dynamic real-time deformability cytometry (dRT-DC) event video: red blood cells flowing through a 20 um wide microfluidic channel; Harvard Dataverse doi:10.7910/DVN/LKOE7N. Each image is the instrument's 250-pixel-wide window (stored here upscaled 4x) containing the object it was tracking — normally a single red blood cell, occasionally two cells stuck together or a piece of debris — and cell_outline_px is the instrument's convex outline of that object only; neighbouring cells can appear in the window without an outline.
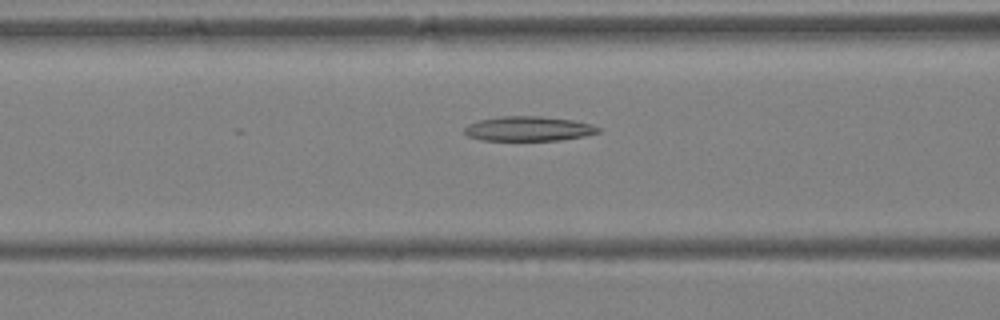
{"species": "Egyptian fruit bat (a non-hibernating species)", "species_latin": "Rousettus aegyptiacus", "temperature_condition": "warm", "stored_images_in_passage": 33, "camera_frame_rate_fps": 3000, "um_per_image_px": 0.085, "animal": {"sex": "female"}, "frame": {"image": 1, "passage_image": 9, "time_ms": 2.667, "image_size_px": [1000, 320], "cell_outline_px": [[600, 132], [584, 136], [564, 140], [480, 140], [468, 136], [464, 132], [464, 128], [468, 124], [480, 120], [500, 116], [540, 116], [572, 120], [592, 124], [600, 128]], "centroid_in_image_um": [44.93, 10.94], "position_along_channel_um": 121.7, "area_um2": 19.25}}
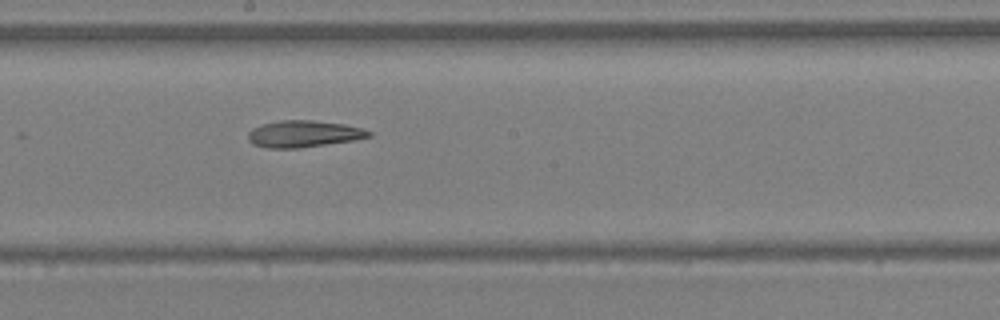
{"frame": {"image": 2, "passage_image": 15, "time_ms": 4.667, "image_size_px": [1000, 320], "cell_outline_px": [[372, 136], [356, 140], [300, 148], [268, 148], [252, 144], [248, 140], [248, 132], [252, 128], [264, 124], [280, 120], [312, 120], [344, 124], [364, 128], [372, 132]], "centroid_in_image_um": [25.84, 11.38], "position_along_channel_um": 222.4, "area_um2": 18.96}}
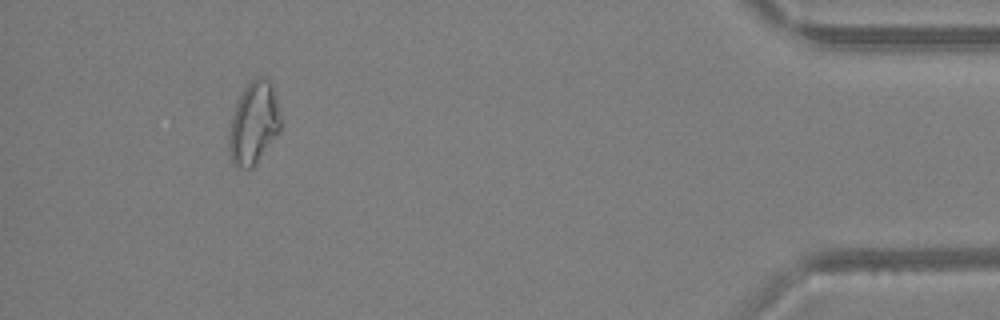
{"frame": {"image": 3, "passage_image": 30, "time_ms": 9.667, "image_size_px": [1000, 320], "cell_outline_px": [[280, 132], [252, 168], [236, 168], [232, 164], [228, 148], [228, 136], [232, 116], [236, 104], [244, 88], [256, 76], [264, 76], [272, 84], [280, 112]], "centroid_in_image_um": [21.56, 10.49], "position_along_channel_um": 413.6, "area_um2": 24.91}}